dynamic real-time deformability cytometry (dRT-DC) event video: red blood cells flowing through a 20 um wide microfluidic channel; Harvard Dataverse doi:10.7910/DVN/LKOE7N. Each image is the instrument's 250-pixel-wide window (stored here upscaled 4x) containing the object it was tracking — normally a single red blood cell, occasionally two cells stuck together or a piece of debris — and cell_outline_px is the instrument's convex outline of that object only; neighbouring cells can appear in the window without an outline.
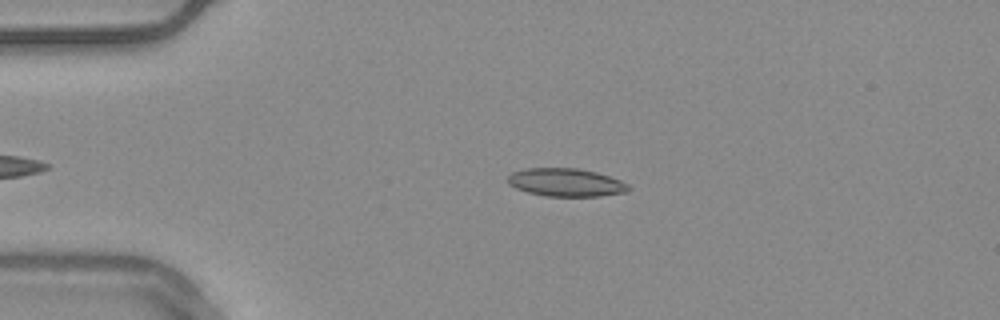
{"species": "common noctule bat (a hibernating species)", "species_latin": "Nyctalus noctula", "temperature_condition": "warm", "stored_images_in_passage": 41, "camera_frame_rate_fps": 3000, "um_per_image_px": 0.085, "animal": {"sex": "male", "body_mass_g": 20.4}, "frame": {"image": 1, "passage_image": 5, "time_ms": 1.333, "image_size_px": [1000, 320], "cell_outline_px": [[632, 188], [628, 192], [600, 196], [544, 196], [528, 192], [516, 188], [508, 184], [508, 176], [512, 172], [528, 168], [576, 168], [596, 172], [620, 180], [628, 184]], "centroid_in_image_um": [48.12, 15.51], "position_along_channel_um": 36.9, "area_um2": 19.77}}
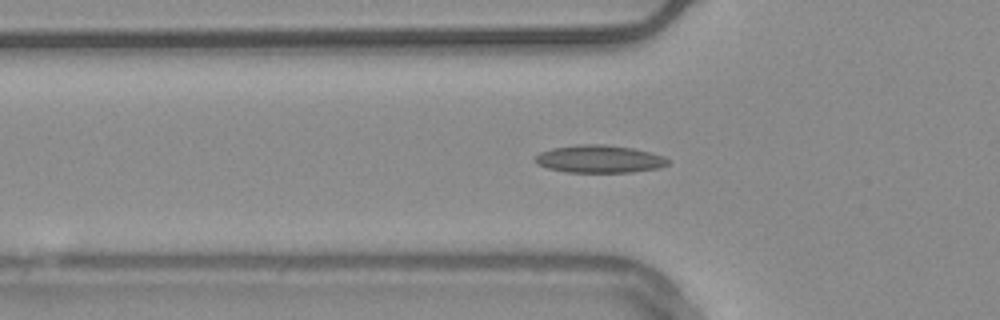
{"frame": {"image": 2, "passage_image": 11, "time_ms": 3.333, "image_size_px": [1000, 320], "cell_outline_px": [[668, 164], [660, 168], [632, 172], [564, 172], [548, 168], [536, 164], [532, 160], [540, 152], [552, 148], [580, 144], [604, 144], [632, 148], [664, 156], [668, 160]], "centroid_in_image_um": [50.91, 13.52], "position_along_channel_um": 74.9, "area_um2": 21.44}, "authors_computed_cell_mechanics": {"area_um2": 19.1896, "velocity_mm_per_s": 3.7672, "shape_relaxation_time_tau1_ms": null, "shape_relaxation_time_tau2_ms": 1.1378, "deformation_change_tau1": null, "deformation_change_tau2": 0.078}}